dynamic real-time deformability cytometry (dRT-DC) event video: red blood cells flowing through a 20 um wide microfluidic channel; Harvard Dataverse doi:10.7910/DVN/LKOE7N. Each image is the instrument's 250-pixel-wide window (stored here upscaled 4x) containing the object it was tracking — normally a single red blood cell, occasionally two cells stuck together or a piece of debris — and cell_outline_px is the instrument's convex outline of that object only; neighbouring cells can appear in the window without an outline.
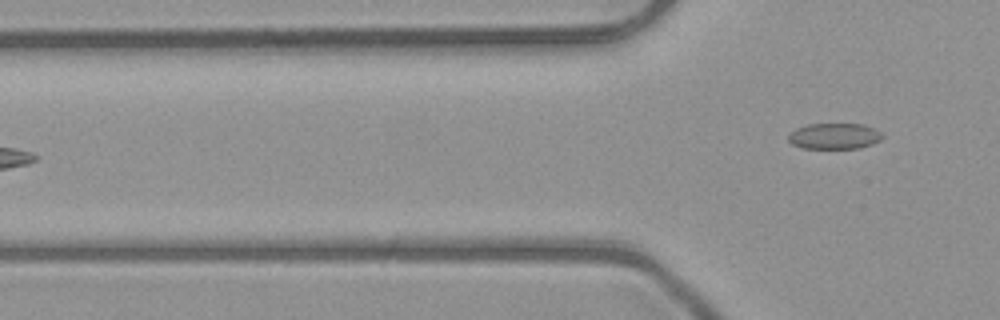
{"species": "common noctule bat (a hibernating species)", "species_latin": "Nyctalus noctula", "temperature_condition": "room temperature", "stored_images_in_passage": 6, "camera_frame_rate_fps": 3000, "um_per_image_px": 0.085, "animal": {"sex": "male", "body_mass_g": 23.1, "forearm_length_mm": 52.7}, "frame": {"image": 1, "passage_image": 6, "time_ms": 1.667, "image_size_px": [1000, 320], "cell_outline_px": [[884, 136], [880, 140], [872, 144], [856, 148], [804, 148], [792, 144], [788, 140], [788, 132], [796, 128], [808, 124], [864, 124], [880, 132]], "centroid_in_image_um": [70.89, 11.56], "position_along_channel_um": 54.9, "area_um2": 14.16}}